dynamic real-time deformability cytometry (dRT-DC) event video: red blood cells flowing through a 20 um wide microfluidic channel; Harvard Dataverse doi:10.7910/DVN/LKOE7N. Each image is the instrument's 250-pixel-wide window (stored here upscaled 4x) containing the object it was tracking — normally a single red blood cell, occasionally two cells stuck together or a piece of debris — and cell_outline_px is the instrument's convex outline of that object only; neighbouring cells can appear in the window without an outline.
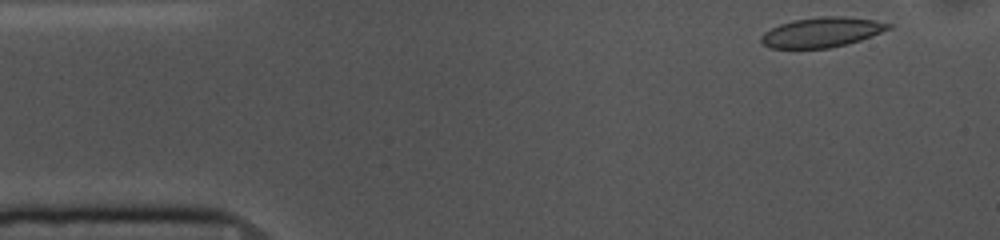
{"species": "common noctule bat (a hibernating species)", "species_latin": "Nyctalus noctula", "temperature_condition": "cold", "stored_images_in_passage": 50, "camera_frame_rate_fps": 3000, "um_per_image_px": 0.085, "animal": {"sex": "female", "body_mass_g": 10.0, "forearm_length_mm": 53.1}, "frame": {"image": 1, "passage_image": 1, "time_ms": 0.0, "image_size_px": [1000, 240], "cell_outline_px": [[892, 28], [860, 40], [828, 48], [772, 48], [764, 44], [760, 40], [760, 36], [764, 32], [780, 24], [792, 20], [820, 16], [844, 16], [876, 20], [892, 24]], "centroid_in_image_um": [69.86, 2.73], "position_along_channel_um": 15.1, "area_um2": 22.08}}
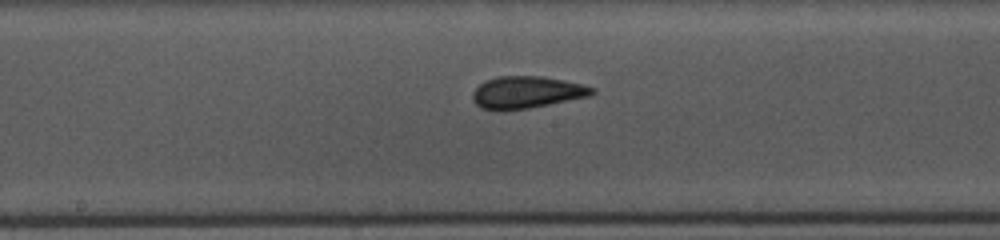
{"frame": {"image": 2, "passage_image": 23, "time_ms": 7.333, "image_size_px": [1000, 240], "cell_outline_px": [[596, 92], [592, 96], [528, 108], [480, 108], [472, 100], [472, 92], [484, 80], [500, 76], [540, 76], [564, 80], [596, 88]], "centroid_in_image_um": [44.81, 7.82], "position_along_channel_um": 203.4, "area_um2": 21.96}}
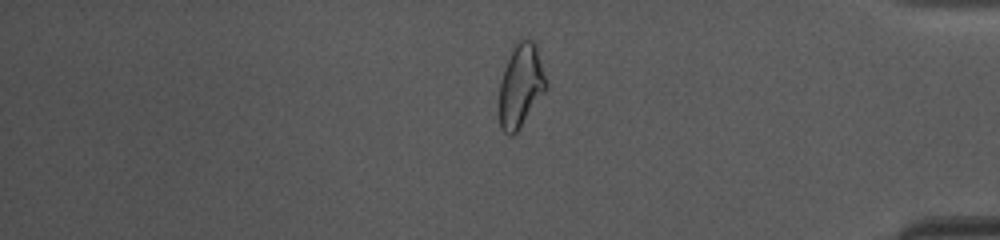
{"frame": {"image": 3, "passage_image": 41, "time_ms": 13.333, "image_size_px": [1000, 240], "cell_outline_px": [[548, 88], [516, 132], [512, 136], [508, 136], [500, 128], [500, 80], [512, 44], [516, 40], [532, 40], [536, 44]], "centroid_in_image_um": [44.25, 7.25], "position_along_channel_um": 390.9, "area_um2": 22.72}, "authors_computed_cell_mechanics": {"area_um2": 22.3686, "velocity_mm_per_s": 3.6472, "shape_relaxation_time_tau1_ms": 8.4246, "shape_relaxation_time_tau2_ms": 2.7394, "deformation_change_tau1": 0.1665, "deformation_change_tau2": 0.0702}}